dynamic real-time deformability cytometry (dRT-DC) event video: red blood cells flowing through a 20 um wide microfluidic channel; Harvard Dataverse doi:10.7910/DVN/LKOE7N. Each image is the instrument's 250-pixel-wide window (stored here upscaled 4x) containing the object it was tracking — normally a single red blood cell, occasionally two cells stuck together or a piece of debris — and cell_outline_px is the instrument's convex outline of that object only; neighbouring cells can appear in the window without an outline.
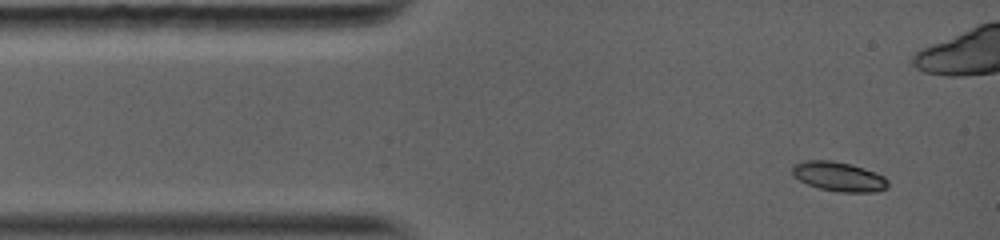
{"species": "common noctule bat (a hibernating species)", "species_latin": "Nyctalus noctula", "temperature_condition": "warm", "stored_images_in_passage": 3, "camera_frame_rate_fps": 5000, "um_per_image_px": 0.085, "animal": {"sex": "female", "body_mass_g": 19.0, "forearm_length_mm": 56.7}, "frame": {"image": 1, "passage_image": 1, "time_ms": 0.0, "image_size_px": [1000, 240], "cell_outline_px": [[888, 188], [876, 192], [840, 192], [820, 188], [808, 184], [792, 176], [792, 164], [804, 160], [832, 160], [852, 164], [864, 168], [884, 176], [888, 180]], "centroid_in_image_um": [71.29, 15.0], "position_along_channel_um": 13.7, "area_um2": 16.59}}